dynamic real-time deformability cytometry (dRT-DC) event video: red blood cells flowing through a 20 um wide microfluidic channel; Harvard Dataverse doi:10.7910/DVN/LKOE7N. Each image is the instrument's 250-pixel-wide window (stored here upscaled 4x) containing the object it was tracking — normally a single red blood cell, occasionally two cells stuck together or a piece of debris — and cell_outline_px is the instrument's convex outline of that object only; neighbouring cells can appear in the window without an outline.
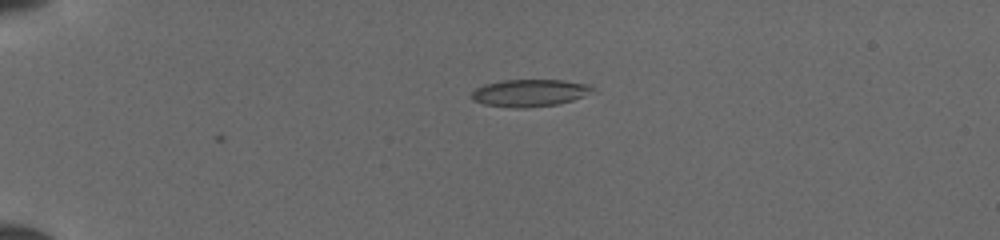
{"species": "common noctule bat (a hibernating species)", "species_latin": "Nyctalus noctula", "temperature_condition": "cold", "stored_images_in_passage": 4, "camera_frame_rate_fps": 3000, "um_per_image_px": 0.085, "animal": {"sex": "female", "body_mass_g": 19.5, "forearm_length_mm": 54.1}, "frame": {"image": 1, "passage_image": 1, "time_ms": 0.0, "image_size_px": [1000, 240], "cell_outline_px": [[596, 88], [572, 100], [556, 104], [524, 108], [512, 108], [484, 104], [472, 100], [472, 92], [476, 88], [484, 84], [500, 80], [564, 80], [592, 84]], "centroid_in_image_um": [44.99, 7.88], "position_along_channel_um": 40.0, "area_um2": 19.13}}